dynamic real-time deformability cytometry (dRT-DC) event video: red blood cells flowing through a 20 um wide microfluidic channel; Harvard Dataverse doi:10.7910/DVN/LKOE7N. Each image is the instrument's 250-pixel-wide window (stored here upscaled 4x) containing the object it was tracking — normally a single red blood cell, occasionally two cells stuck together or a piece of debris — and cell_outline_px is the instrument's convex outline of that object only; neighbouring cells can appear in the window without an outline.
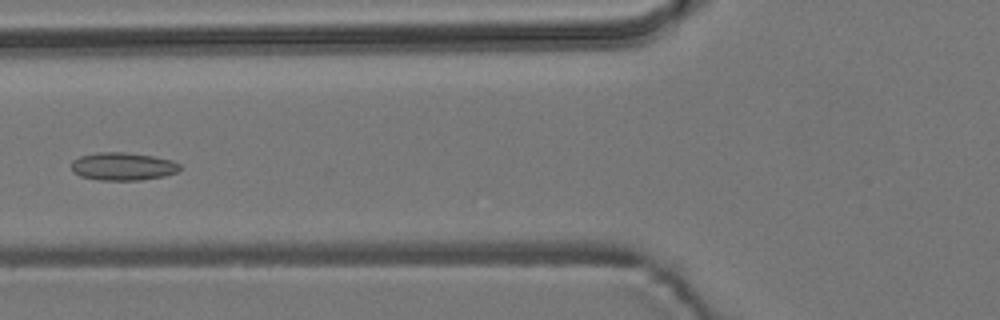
{"species": "common noctule bat (a hibernating species)", "species_latin": "Nyctalus noctula", "temperature_condition": "room temperature", "stored_images_in_passage": 6, "camera_frame_rate_fps": 3000, "um_per_image_px": 0.085, "animal": {"sex": "male", "body_mass_g": 19.2, "forearm_length_mm": 51.8}, "frame": {"image": 1, "passage_image": 5, "time_ms": 5.0, "image_size_px": [1000, 320], "cell_outline_px": [[180, 168], [176, 172], [164, 176], [140, 180], [100, 180], [80, 176], [72, 172], [72, 160], [80, 156], [96, 152], [124, 152], [152, 156], [172, 160], [180, 164]], "centroid_in_image_um": [10.42, 14.14], "position_along_channel_um": 115.4, "area_um2": 17.63}}
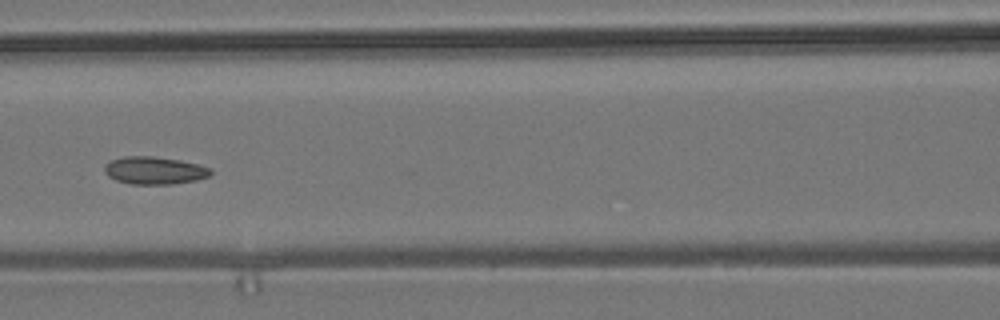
{"frame": {"image": 2, "passage_image": 6, "time_ms": 6.0, "image_size_px": [1000, 320], "cell_outline_px": [[212, 172], [208, 176], [196, 180], [172, 184], [132, 184], [116, 180], [108, 176], [104, 172], [104, 164], [112, 160], [124, 156], [152, 156], [180, 160], [212, 168]], "centroid_in_image_um": [13.11, 14.49], "position_along_channel_um": 153.5, "area_um2": 17.05}}